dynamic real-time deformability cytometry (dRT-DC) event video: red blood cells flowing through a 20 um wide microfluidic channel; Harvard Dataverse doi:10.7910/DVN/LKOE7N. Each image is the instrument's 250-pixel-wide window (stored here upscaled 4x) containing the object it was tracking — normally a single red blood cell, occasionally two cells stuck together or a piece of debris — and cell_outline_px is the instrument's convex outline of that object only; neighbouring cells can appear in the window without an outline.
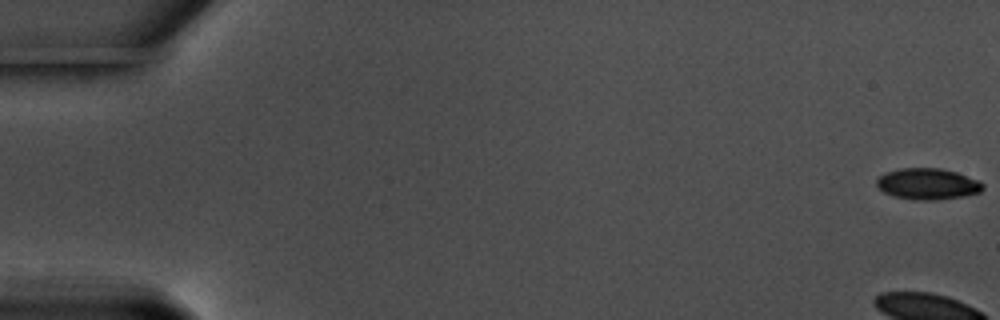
{"species": "common noctule bat (a hibernating species)", "species_latin": "Nyctalus noctula", "temperature_condition": "warm", "stored_images_in_passage": 59, "camera_frame_rate_fps": 3000, "um_per_image_px": 0.085, "animal": {"sex": "male", "body_mass_g": 17.5, "forearm_length_mm": 52.3}, "frame": {"image": 1, "passage_image": 1, "time_ms": 0.0, "image_size_px": [1000, 320], "cell_outline_px": [[984, 188], [980, 192], [964, 196], [936, 200], [916, 200], [896, 196], [884, 192], [876, 184], [876, 180], [880, 176], [888, 172], [900, 168], [940, 168], [956, 172], [980, 180], [984, 184]], "centroid_in_image_um": [78.9, 15.63], "position_along_channel_um": 6.1, "area_um2": 19.25}}
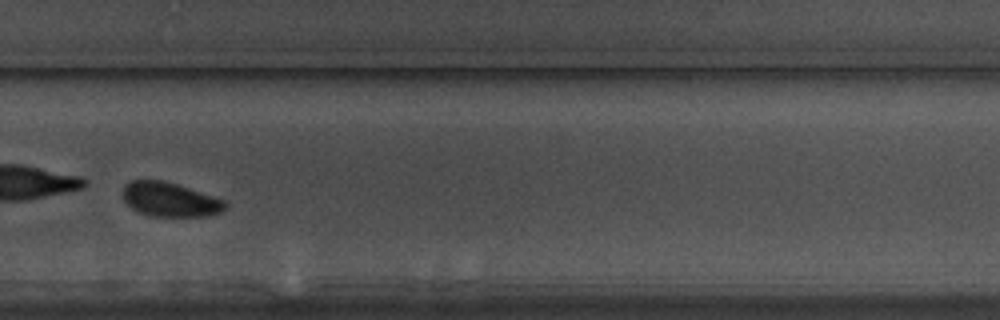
{"frame": {"image": 2, "passage_image": 42, "time_ms": 13.667, "image_size_px": [1000, 320], "cell_outline_px": [[228, 208], [220, 212], [208, 216], [148, 216], [136, 212], [124, 200], [120, 192], [124, 184], [132, 180], [164, 180], [224, 200], [228, 204]], "centroid_in_image_um": [14.4, 16.96], "position_along_channel_um": 315.4, "area_um2": 20.63}}